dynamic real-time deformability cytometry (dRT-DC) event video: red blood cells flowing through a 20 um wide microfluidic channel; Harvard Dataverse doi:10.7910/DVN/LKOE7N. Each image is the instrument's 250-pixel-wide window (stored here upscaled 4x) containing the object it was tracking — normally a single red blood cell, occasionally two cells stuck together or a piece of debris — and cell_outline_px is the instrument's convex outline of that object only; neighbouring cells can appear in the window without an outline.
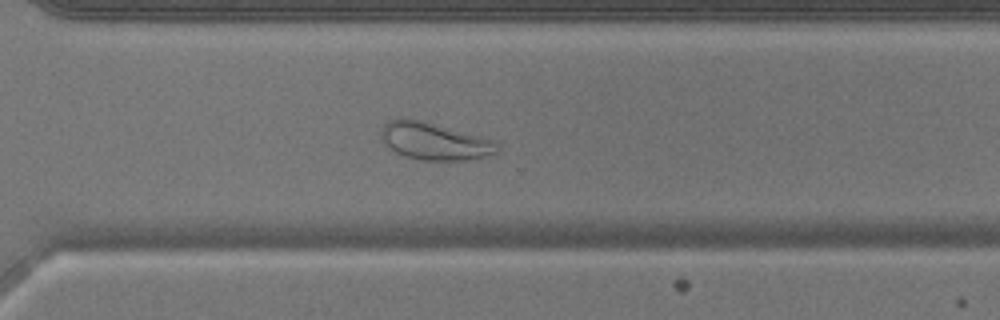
{"species": "common noctule bat (a hibernating species)", "species_latin": "Nyctalus noctula", "temperature_condition": "warm", "stored_images_in_passage": 30, "camera_frame_rate_fps": 3000, "um_per_image_px": 0.085, "animal": {"sex": "male", "body_mass_g": 17.9}, "frame": {"image": 1, "passage_image": 26, "time_ms": 8.333, "image_size_px": [1000, 320], "cell_outline_px": [[500, 148], [496, 152], [488, 156], [476, 160], [420, 160], [404, 156], [396, 152], [380, 136], [380, 132], [384, 124], [388, 120], [400, 116], [404, 116], [424, 120], [480, 136], [492, 140], [500, 144]], "centroid_in_image_um": [36.94, 11.98], "position_along_channel_um": 333.7, "area_um2": 25.66}}